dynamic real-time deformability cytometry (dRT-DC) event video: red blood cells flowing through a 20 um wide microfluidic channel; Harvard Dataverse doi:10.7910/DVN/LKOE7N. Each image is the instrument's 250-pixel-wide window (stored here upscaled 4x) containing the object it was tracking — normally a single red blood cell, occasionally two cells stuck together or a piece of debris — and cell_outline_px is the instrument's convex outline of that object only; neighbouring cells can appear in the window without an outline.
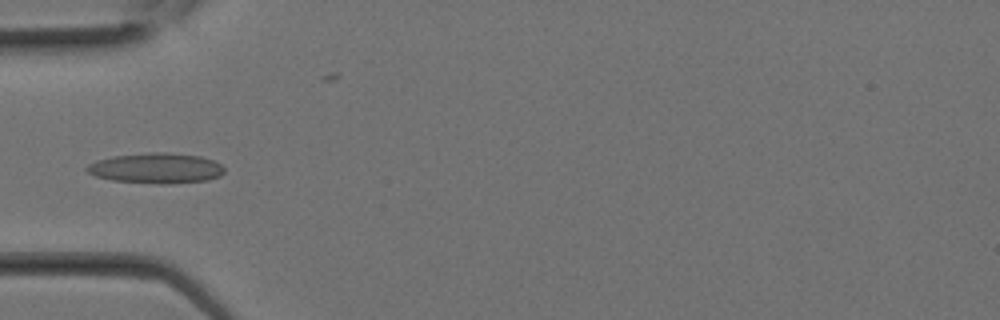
{"species": "Egyptian fruit bat (a non-hibernating species)", "species_latin": "Rousettus aegyptiacus", "temperature_condition": "room temperature", "stored_images_in_passage": 11, "camera_frame_rate_fps": 3000, "um_per_image_px": 0.085, "animal": {"sex": "female"}, "frame": {"image": 1, "passage_image": 9, "time_ms": 2.667, "image_size_px": [1000, 320], "cell_outline_px": [[224, 172], [220, 176], [208, 180], [168, 184], [160, 184], [112, 180], [96, 176], [88, 172], [84, 168], [88, 164], [96, 160], [112, 156], [148, 152], [168, 152], [200, 156], [212, 160], [220, 164], [224, 168]], "centroid_in_image_um": [13.26, 14.29], "position_along_channel_um": 71.7, "area_um2": 24.45}}